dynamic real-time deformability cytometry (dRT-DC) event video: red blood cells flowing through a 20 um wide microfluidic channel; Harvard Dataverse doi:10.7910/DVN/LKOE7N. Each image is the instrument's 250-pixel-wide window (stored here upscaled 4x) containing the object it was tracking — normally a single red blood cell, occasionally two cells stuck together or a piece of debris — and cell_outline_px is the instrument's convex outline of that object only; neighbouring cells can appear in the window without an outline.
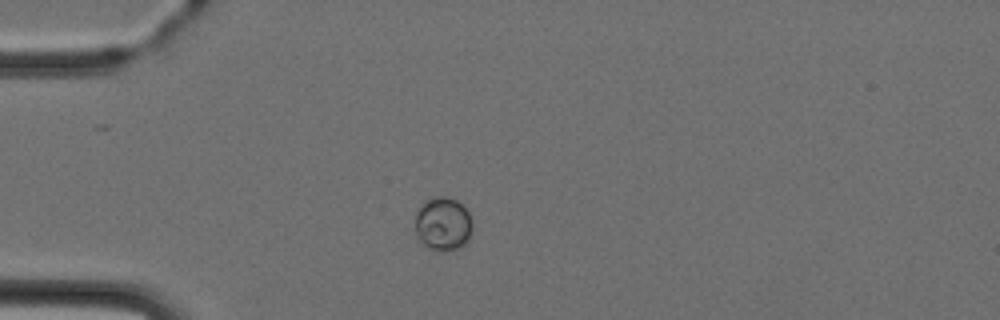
{"species": "Egyptian fruit bat (a non-hibernating species)", "species_latin": "Rousettus aegyptiacus", "temperature_condition": "cold", "stored_images_in_passage": 2, "camera_frame_rate_fps": 3000, "um_per_image_px": 0.085, "animal": {"sex": "female"}, "frame": {"image": 1, "passage_image": 1, "time_ms": 0.0, "image_size_px": [1000, 320], "cell_outline_px": [[472, 228], [468, 240], [464, 244], [456, 248], [444, 252], [428, 248], [416, 236], [416, 212], [420, 204], [424, 200], [436, 196], [444, 196], [456, 200], [468, 212], [472, 220]], "centroid_in_image_um": [37.64, 19.02], "position_along_channel_um": 47.4, "area_um2": 17.92}}